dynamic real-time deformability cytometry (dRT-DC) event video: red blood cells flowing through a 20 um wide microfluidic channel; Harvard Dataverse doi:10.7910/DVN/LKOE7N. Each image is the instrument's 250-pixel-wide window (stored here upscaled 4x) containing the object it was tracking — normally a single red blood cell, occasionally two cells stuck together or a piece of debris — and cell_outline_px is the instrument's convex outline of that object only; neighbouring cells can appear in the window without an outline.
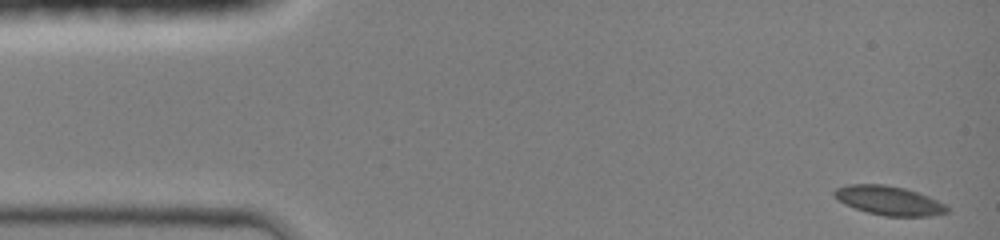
{"species": "common noctule bat (a hibernating species)", "species_latin": "Nyctalus noctula", "temperature_condition": "room temperature", "stored_images_in_passage": 43, "camera_frame_rate_fps": 3000, "um_per_image_px": 0.085, "animal": {"sex": "female", "body_mass_g": 19.0, "forearm_length_mm": 51.5}, "frame": {"image": 1, "passage_image": 1, "time_ms": 0.0, "image_size_px": [1000, 240], "cell_outline_px": [[948, 212], [928, 216], [884, 216], [868, 212], [844, 204], [832, 196], [832, 192], [836, 188], [848, 184], [884, 184], [904, 188], [928, 196], [944, 204], [948, 208]], "centroid_in_image_um": [75.5, 17.04], "position_along_channel_um": 9.5, "area_um2": 19.02}}
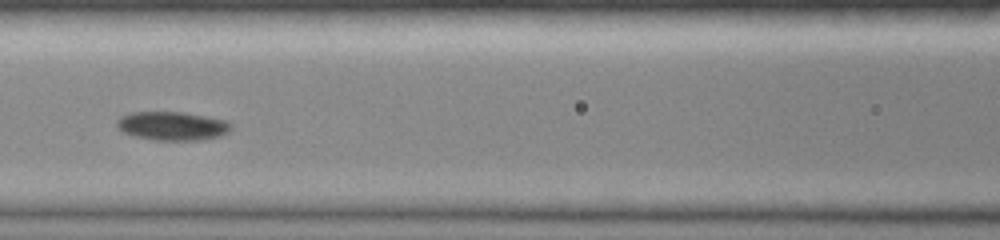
{"frame": {"image": 2, "passage_image": 19, "time_ms": 6.0, "image_size_px": [1000, 240], "cell_outline_px": [[232, 128], [228, 132], [220, 136], [200, 140], [156, 140], [136, 136], [124, 132], [116, 124], [116, 120], [120, 116], [132, 112], [184, 112], [228, 120], [232, 124]], "centroid_in_image_um": [14.69, 10.69], "position_along_channel_um": 151.9, "area_um2": 19.13}}
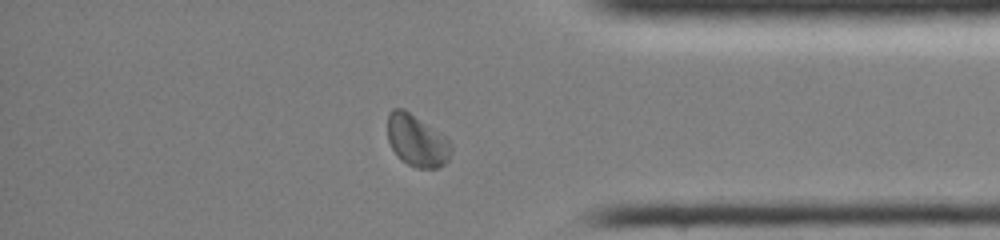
{"frame": {"image": 3, "passage_image": 37, "time_ms": 12.0, "image_size_px": [1000, 240], "cell_outline_px": [[452, 148], [448, 160], [444, 164], [436, 168], [416, 168], [400, 160], [396, 156], [388, 140], [388, 112], [392, 108], [404, 108], [444, 136], [452, 144]], "centroid_in_image_um": [35.41, 11.96], "position_along_channel_um": 399.8, "area_um2": 19.19}, "authors_computed_cell_mechanics": {"area_um2": 18.8428, "velocity_mm_per_s": 4.2378, "shape_relaxation_time_tau1_ms": 8.0635, "shape_relaxation_time_tau2_ms": null, "deformation_change_tau1": 0.1334, "deformation_change_tau2": null}}